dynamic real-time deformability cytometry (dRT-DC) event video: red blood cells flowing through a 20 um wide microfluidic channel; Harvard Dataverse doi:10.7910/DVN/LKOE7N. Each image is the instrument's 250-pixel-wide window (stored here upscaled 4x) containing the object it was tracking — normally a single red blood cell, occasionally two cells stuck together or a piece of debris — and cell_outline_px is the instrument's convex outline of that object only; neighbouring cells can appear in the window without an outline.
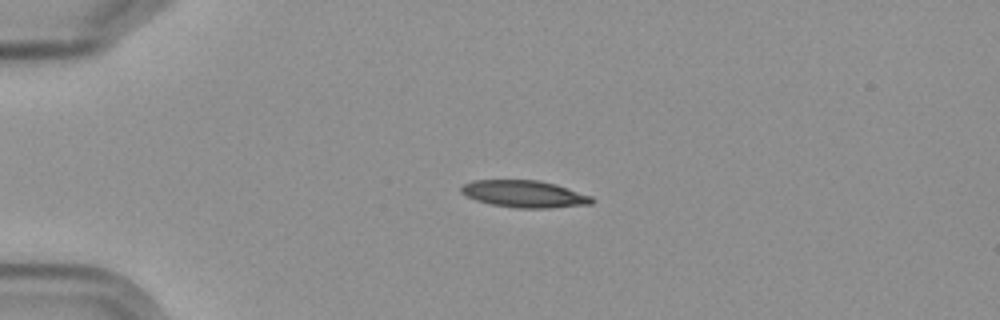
{"species": "Egyptian fruit bat (a non-hibernating species)", "species_latin": "Rousettus aegyptiacus", "temperature_condition": "cold", "stored_images_in_passage": 4, "camera_frame_rate_fps": 3000, "um_per_image_px": 0.085, "frame": {"image": 1, "passage_image": 3, "time_ms": 3.333, "image_size_px": [1000, 320], "cell_outline_px": [[596, 200], [592, 204], [548, 208], [516, 208], [492, 204], [476, 200], [460, 192], [460, 188], [464, 184], [472, 180], [540, 180], [556, 184], [592, 196]], "centroid_in_image_um": [44.6, 16.48], "position_along_channel_um": 40.4, "area_um2": 20.63}}